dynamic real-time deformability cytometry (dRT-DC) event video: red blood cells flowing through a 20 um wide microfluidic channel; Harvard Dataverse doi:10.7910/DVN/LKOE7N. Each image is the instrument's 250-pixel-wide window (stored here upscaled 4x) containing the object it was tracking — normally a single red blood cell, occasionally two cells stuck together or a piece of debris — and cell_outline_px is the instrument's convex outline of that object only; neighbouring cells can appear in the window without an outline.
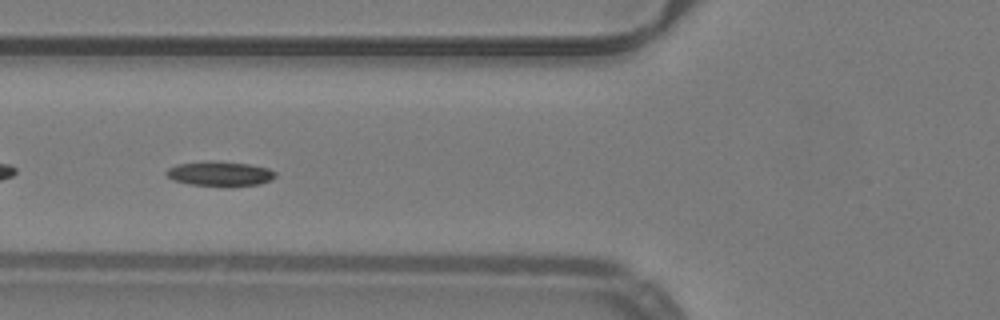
{"species": "common noctule bat (a hibernating species)", "species_latin": "Nyctalus noctula", "temperature_condition": "warm", "stored_images_in_passage": 44, "camera_frame_rate_fps": 3000, "um_per_image_px": 0.085, "animal": {"sex": "male", "body_mass_g": 19.2, "forearm_length_mm": 51.8}, "frame": {"image": 1, "passage_image": 11, "time_ms": 3.333, "image_size_px": [1000, 320], "cell_outline_px": [[276, 176], [272, 180], [260, 184], [232, 188], [224, 188], [188, 184], [172, 180], [164, 172], [168, 168], [176, 164], [204, 160], [212, 160], [248, 164], [268, 168], [276, 172]], "centroid_in_image_um": [18.68, 14.79], "position_along_channel_um": 107.1, "area_um2": 16.53}}
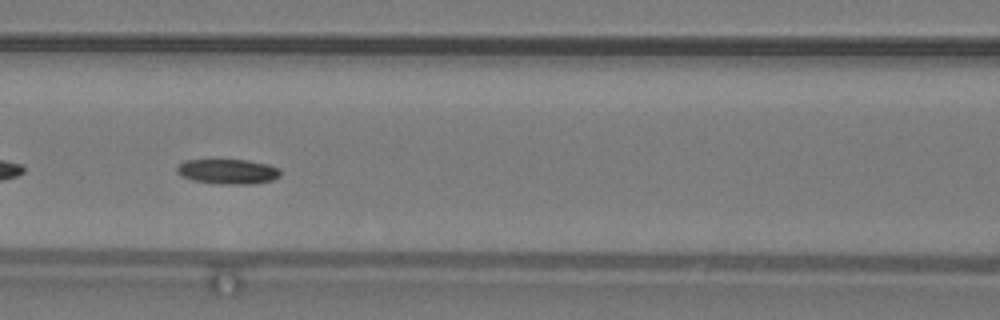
{"frame": {"image": 2, "passage_image": 14, "time_ms": 4.333, "image_size_px": [1000, 320], "cell_outline_px": [[280, 176], [272, 180], [252, 184], [220, 184], [192, 180], [180, 176], [176, 172], [176, 168], [184, 160], [248, 160], [268, 164], [280, 168]], "centroid_in_image_um": [19.37, 14.58], "position_along_channel_um": 147.2, "area_um2": 15.14}}
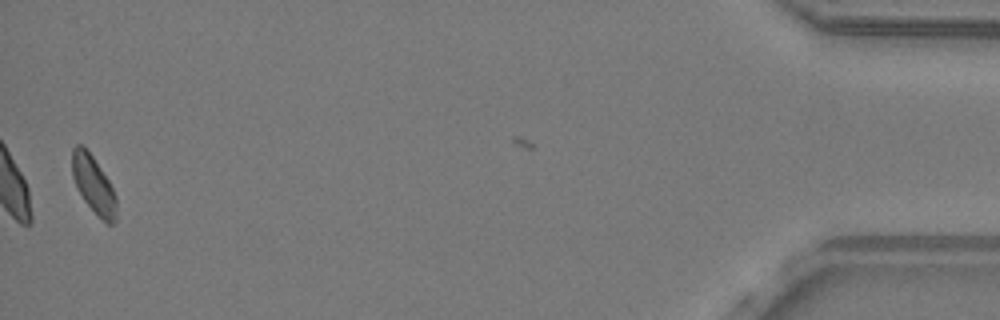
{"frame": {"image": 3, "passage_image": 42, "time_ms": 13.667, "image_size_px": [1000, 320], "cell_outline_px": [[116, 220], [112, 224], [108, 224], [84, 200], [76, 188], [72, 176], [72, 148], [76, 144], [84, 144], [108, 180], [116, 196]], "centroid_in_image_um": [7.92, 15.64], "position_along_channel_um": 427.3, "area_um2": 14.62}, "authors_computed_cell_mechanics": {"area_um2": 15.2303, "velocity_mm_per_s": 3.9808, "shape_relaxation_time_tau1_ms": 11.3028, "shape_relaxation_time_tau2_ms": null, "deformation_change_tau1": 0.1618, "deformation_change_tau2": null}}